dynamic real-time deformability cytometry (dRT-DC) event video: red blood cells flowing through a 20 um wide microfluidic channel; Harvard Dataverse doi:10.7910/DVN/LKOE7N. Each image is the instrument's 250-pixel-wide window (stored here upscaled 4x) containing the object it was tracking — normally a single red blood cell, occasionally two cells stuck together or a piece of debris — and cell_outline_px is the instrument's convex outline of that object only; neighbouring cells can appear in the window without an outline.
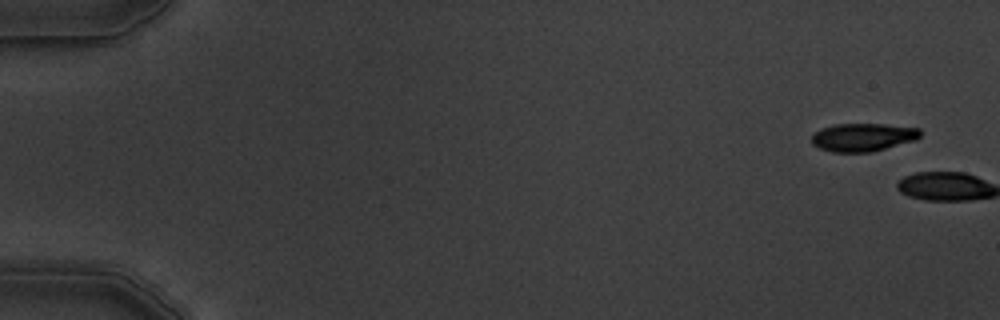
{"species": "common noctule bat (a hibernating species)", "species_latin": "Nyctalus noctula", "temperature_condition": "warm", "stored_images_in_passage": 7, "camera_frame_rate_fps": 3000, "um_per_image_px": 0.085, "animal": {"sex": "male", "body_mass_g": 19.5, "forearm_length_mm": 54.6}, "frame": {"image": 1, "passage_image": 1, "time_ms": 0.0, "image_size_px": [1000, 320], "cell_outline_px": [[920, 136], [916, 140], [872, 152], [832, 152], [820, 148], [812, 144], [812, 136], [820, 128], [832, 124], [884, 124], [920, 128]], "centroid_in_image_um": [73.35, 11.66], "position_along_channel_um": 11.7, "area_um2": 17.86}}
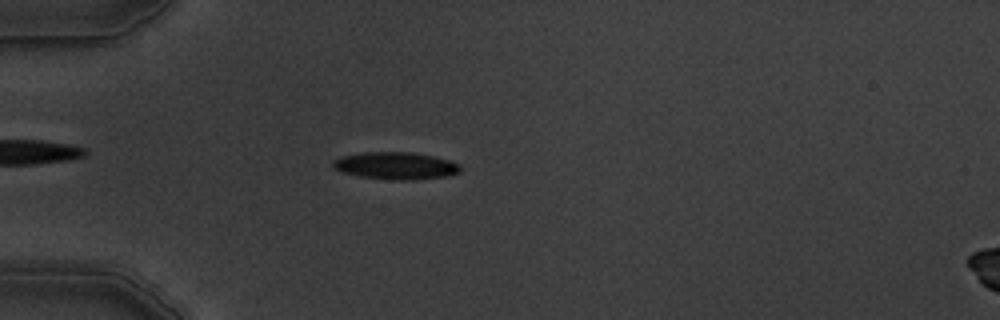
{"frame": {"image": 2, "passage_image": 5, "time_ms": 5.667, "image_size_px": [1000, 320], "cell_outline_px": [[460, 172], [448, 176], [412, 180], [396, 180], [360, 176], [340, 172], [332, 164], [332, 160], [340, 156], [364, 152], [412, 152], [432, 156], [448, 160], [460, 164]], "centroid_in_image_um": [33.62, 14.08], "position_along_channel_um": 51.4, "area_um2": 20.23}}